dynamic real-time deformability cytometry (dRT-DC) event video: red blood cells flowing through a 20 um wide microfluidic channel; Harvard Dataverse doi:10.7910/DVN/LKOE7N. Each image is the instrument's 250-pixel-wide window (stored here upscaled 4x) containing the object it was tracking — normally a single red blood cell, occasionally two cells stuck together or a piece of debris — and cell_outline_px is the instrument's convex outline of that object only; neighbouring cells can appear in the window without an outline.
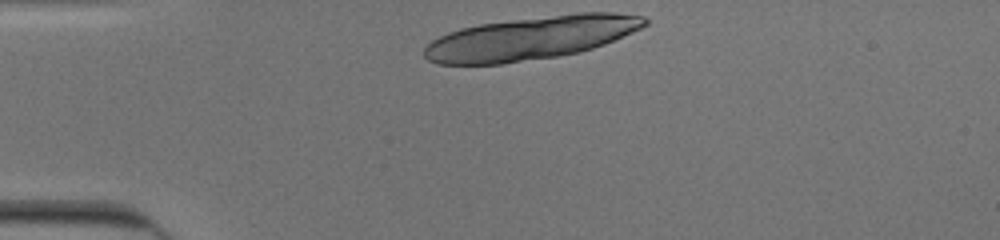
{"species": "human", "species_latin": "Homo sapiens", "temperature_condition": "cold", "stored_images_in_passage": 8, "camera_frame_rate_fps": 3000, "um_per_image_px": 0.085, "donor": {"sex": "male"}, "frame": {"image": 1, "passage_image": 1, "time_ms": 0.0, "image_size_px": [1000, 240], "cell_outline_px": [[648, 24], [632, 32], [604, 44], [580, 52], [556, 56], [500, 64], [436, 64], [428, 60], [424, 56], [424, 48], [432, 40], [448, 32], [460, 28], [480, 24], [576, 12], [612, 12], [644, 16], [648, 20]], "centroid_in_image_um": [45.11, 3.23], "position_along_channel_um": 39.9, "area_um2": 55.31}}